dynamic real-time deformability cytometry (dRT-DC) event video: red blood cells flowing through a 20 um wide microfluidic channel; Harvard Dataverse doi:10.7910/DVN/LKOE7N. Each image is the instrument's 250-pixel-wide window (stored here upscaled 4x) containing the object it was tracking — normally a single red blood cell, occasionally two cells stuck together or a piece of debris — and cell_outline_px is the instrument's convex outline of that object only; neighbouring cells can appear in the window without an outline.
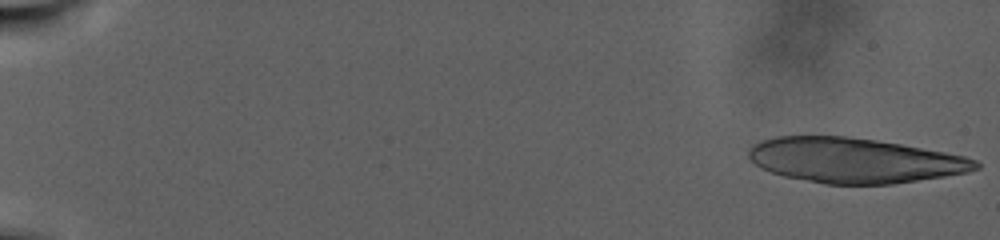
{"species": "human", "species_latin": "Homo sapiens", "temperature_condition": "warm", "stored_images_in_passage": 34, "camera_frame_rate_fps": 3000, "um_per_image_px": 0.085, "donor": {"sex": "male"}, "frame": {"image": 1, "passage_image": 1, "time_ms": 0.0, "image_size_px": [1000, 240], "cell_outline_px": [[980, 168], [968, 172], [944, 176], [892, 184], [824, 184], [784, 176], [760, 168], [748, 156], [748, 148], [752, 144], [760, 140], [776, 136], [848, 136], [876, 140], [900, 144], [944, 152], [964, 156], [976, 160], [980, 164]], "centroid_in_image_um": [72.59, 13.62], "position_along_channel_um": 12.4, "area_um2": 59.48}}
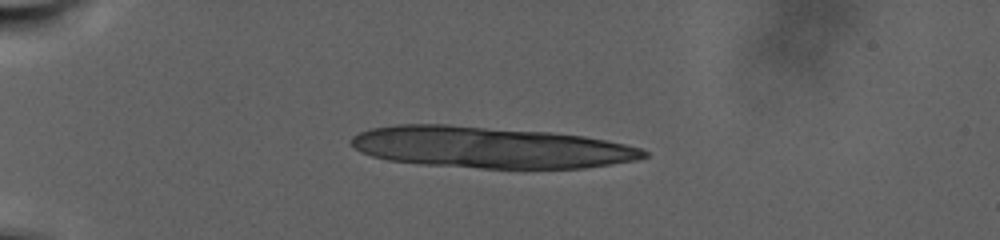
{"frame": {"image": 2, "passage_image": 24, "time_ms": 7.667, "image_size_px": [1000, 240], "cell_outline_px": [[648, 156], [636, 160], [584, 168], [480, 168], [420, 164], [388, 160], [372, 156], [360, 152], [352, 144], [352, 136], [360, 132], [372, 128], [396, 124], [448, 124], [552, 132], [584, 136], [624, 144], [640, 148], [648, 152]], "centroid_in_image_um": [41.65, 12.52], "position_along_channel_um": 43.3, "area_um2": 70.52}}